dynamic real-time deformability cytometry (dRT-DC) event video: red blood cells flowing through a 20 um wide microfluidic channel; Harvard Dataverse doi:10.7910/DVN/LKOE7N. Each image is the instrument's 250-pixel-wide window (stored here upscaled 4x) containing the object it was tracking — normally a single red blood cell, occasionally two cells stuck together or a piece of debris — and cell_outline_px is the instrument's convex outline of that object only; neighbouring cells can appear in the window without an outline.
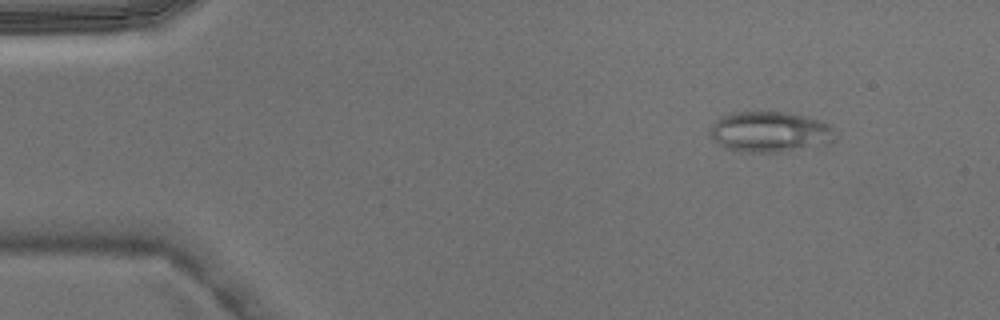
{"species": "Egyptian fruit bat (a non-hibernating species)", "species_latin": "Rousettus aegyptiacus", "temperature_condition": "warm", "stored_images_in_passage": 5, "camera_frame_rate_fps": 3000, "um_per_image_px": 0.085, "animal": {"sex": "male"}, "frame": {"image": 1, "passage_image": 2, "time_ms": 0.333, "image_size_px": [1000, 320], "cell_outline_px": [[836, 140], [828, 144], [780, 152], [736, 152], [724, 148], [708, 132], [708, 128], [716, 120], [732, 112], [784, 112], [804, 116], [820, 120], [832, 124], [836, 128]], "centroid_in_image_um": [65.49, 11.22], "position_along_channel_um": 19.5, "area_um2": 30.06}}